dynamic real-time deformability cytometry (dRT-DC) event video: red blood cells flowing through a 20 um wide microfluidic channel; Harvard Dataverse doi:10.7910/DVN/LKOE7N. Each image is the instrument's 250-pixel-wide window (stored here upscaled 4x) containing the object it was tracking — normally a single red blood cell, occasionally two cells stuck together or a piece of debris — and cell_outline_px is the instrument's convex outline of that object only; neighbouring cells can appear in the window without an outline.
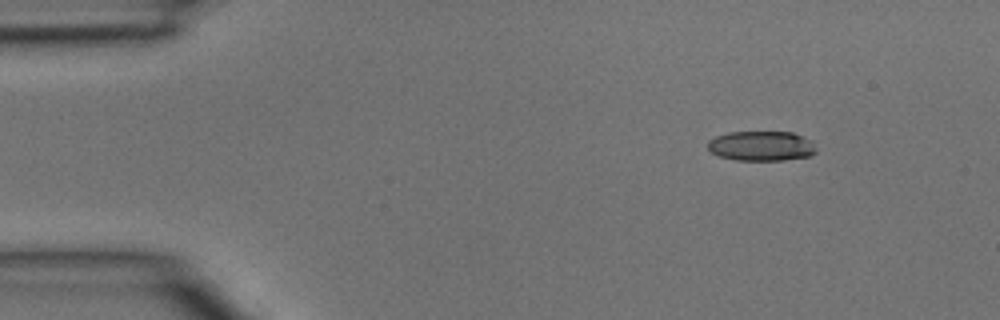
{"species": "common noctule bat (a hibernating species)", "species_latin": "Nyctalus noctula", "temperature_condition": "room temperature", "stored_images_in_passage": 3, "camera_frame_rate_fps": 3000, "um_per_image_px": 0.085, "animal": {"sex": "male", "body_mass_g": 15.6}, "frame": {"image": 1, "passage_image": 1, "time_ms": 0.0, "image_size_px": [1000, 320], "cell_outline_px": [[816, 152], [808, 156], [784, 160], [736, 160], [720, 156], [712, 152], [708, 148], [708, 140], [716, 136], [728, 132], [792, 132], [804, 136], [808, 140]], "centroid_in_image_um": [64.67, 12.4], "position_along_channel_um": 20.3, "area_um2": 18.61}}
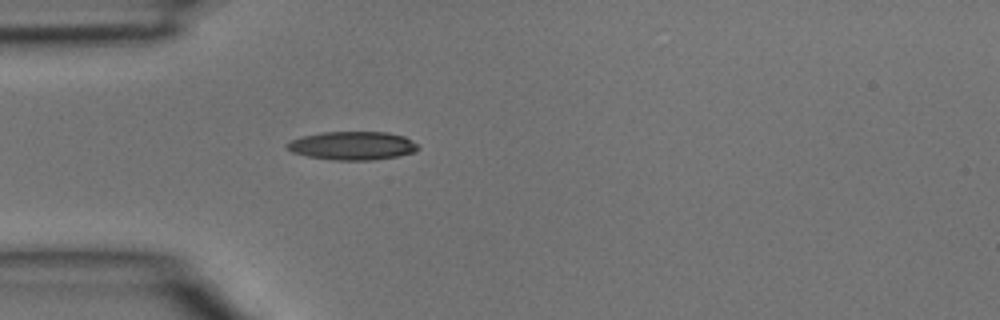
{"frame": {"image": 2, "passage_image": 3, "time_ms": 0.667, "image_size_px": [1000, 320], "cell_outline_px": [[420, 148], [416, 152], [396, 156], [372, 160], [336, 160], [308, 156], [292, 152], [284, 144], [300, 136], [320, 132], [388, 132], [404, 136], [420, 144]], "centroid_in_image_um": [29.99, 12.37], "position_along_channel_um": 55.0, "area_um2": 21.85}}